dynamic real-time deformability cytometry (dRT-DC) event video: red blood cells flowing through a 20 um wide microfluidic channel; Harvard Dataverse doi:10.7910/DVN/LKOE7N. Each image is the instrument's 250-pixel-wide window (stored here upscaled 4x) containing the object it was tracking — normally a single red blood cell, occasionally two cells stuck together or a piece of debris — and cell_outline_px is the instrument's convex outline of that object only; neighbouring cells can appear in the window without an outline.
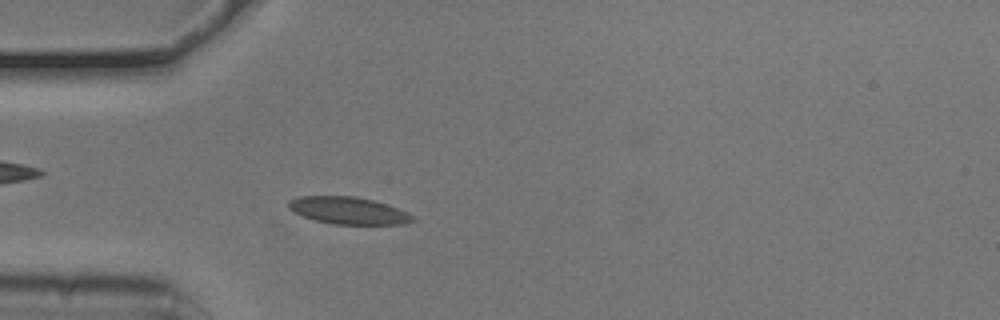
{"species": "common noctule bat (a hibernating species)", "species_latin": "Nyctalus noctula", "temperature_condition": "cold", "stored_images_in_passage": 51, "camera_frame_rate_fps": 3000, "um_per_image_px": 0.085, "animal": {"sex": "male", "body_mass_g": 20.5, "forearm_length_mm": 52.5}, "frame": {"image": 1, "passage_image": 13, "time_ms": 4.0, "image_size_px": [1000, 320], "cell_outline_px": [[416, 220], [404, 224], [332, 224], [316, 220], [292, 212], [288, 208], [288, 200], [300, 196], [356, 196], [372, 200], [396, 208], [412, 216]], "centroid_in_image_um": [29.54, 17.89], "position_along_channel_um": 55.5, "area_um2": 19.42}}
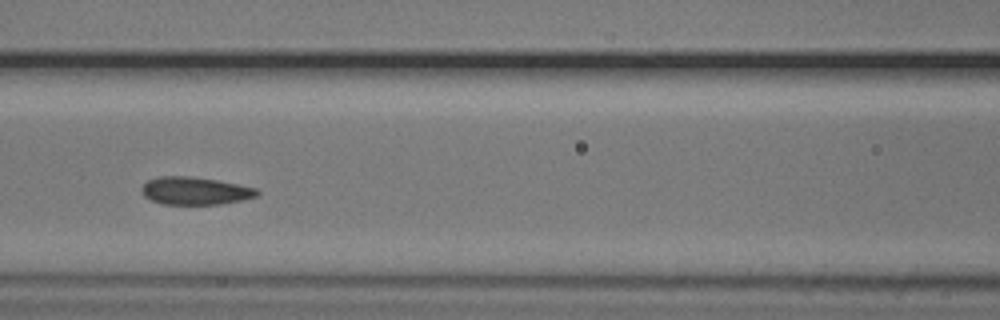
{"frame": {"image": 2, "passage_image": 21, "time_ms": 6.667, "image_size_px": [1000, 320], "cell_outline_px": [[260, 192], [256, 196], [240, 200], [220, 204], [164, 204], [152, 200], [144, 196], [140, 188], [148, 180], [160, 176], [188, 176], [216, 180], [256, 188]], "centroid_in_image_um": [16.55, 16.22], "position_along_channel_um": 150.0, "area_um2": 18.38}}
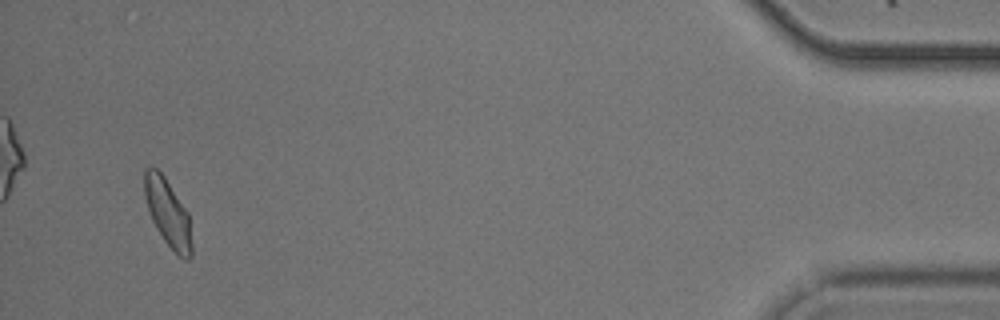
{"frame": {"image": 3, "passage_image": 49, "time_ms": 16.0, "image_size_px": [1000, 320], "cell_outline_px": [[192, 256], [188, 260], [180, 256], [164, 240], [152, 220], [148, 208], [144, 192], [144, 168], [156, 168], [164, 176], [188, 212], [192, 244]], "centroid_in_image_um": [14.27, 18.08], "position_along_channel_um": 420.9, "area_um2": 18.21}, "authors_computed_cell_mechanics": {"area_um2": 18.6694, "velocity_mm_per_s": 3.7383, "shape_relaxation_time_tau1_ms": null, "shape_relaxation_time_tau2_ms": 2.289, "deformation_change_tau1": null, "deformation_change_tau2": 0.0605}}